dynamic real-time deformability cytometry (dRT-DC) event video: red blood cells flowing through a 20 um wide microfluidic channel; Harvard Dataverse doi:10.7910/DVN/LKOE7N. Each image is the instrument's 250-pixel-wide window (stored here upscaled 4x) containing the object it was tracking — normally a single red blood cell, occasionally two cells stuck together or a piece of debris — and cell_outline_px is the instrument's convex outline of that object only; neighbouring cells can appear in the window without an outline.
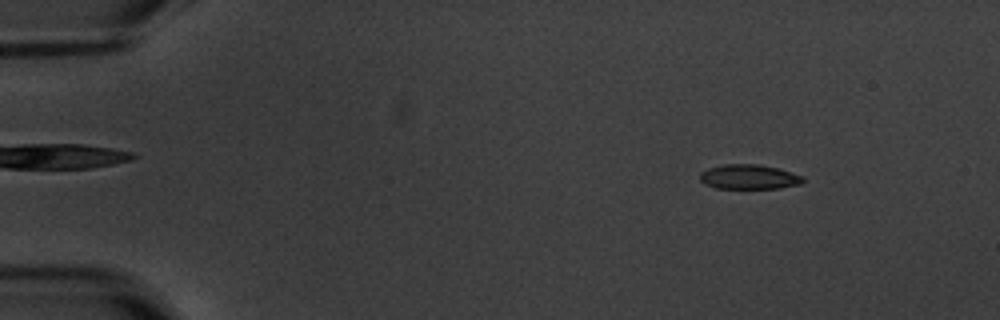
{"species": "common noctule bat (a hibernating species)", "species_latin": "Nyctalus noctula", "temperature_condition": "warm", "stored_images_in_passage": 4, "camera_frame_rate_fps": 3000, "um_per_image_px": 0.085, "animal": {"sex": "male", "body_mass_g": 20.1, "forearm_length_mm": 53.5}, "frame": {"image": 1, "passage_image": 1, "time_ms": 0.0, "image_size_px": [1000, 320], "cell_outline_px": [[804, 180], [800, 184], [780, 188], [716, 188], [704, 184], [700, 180], [700, 172], [708, 168], [724, 164], [760, 164], [776, 168], [804, 176]], "centroid_in_image_um": [63.64, 15.03], "position_along_channel_um": 21.4, "area_um2": 14.8}}
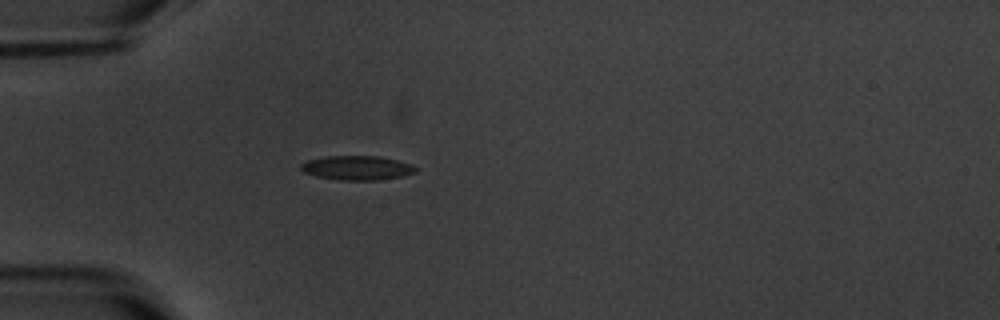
{"frame": {"image": 2, "passage_image": 4, "time_ms": 3.333, "image_size_px": [1000, 320], "cell_outline_px": [[416, 172], [400, 176], [376, 180], [336, 180], [316, 176], [304, 172], [300, 168], [300, 164], [308, 160], [324, 156], [380, 156], [412, 164], [416, 168]], "centroid_in_image_um": [30.31, 14.26], "position_along_channel_um": 54.7, "area_um2": 16.18}}